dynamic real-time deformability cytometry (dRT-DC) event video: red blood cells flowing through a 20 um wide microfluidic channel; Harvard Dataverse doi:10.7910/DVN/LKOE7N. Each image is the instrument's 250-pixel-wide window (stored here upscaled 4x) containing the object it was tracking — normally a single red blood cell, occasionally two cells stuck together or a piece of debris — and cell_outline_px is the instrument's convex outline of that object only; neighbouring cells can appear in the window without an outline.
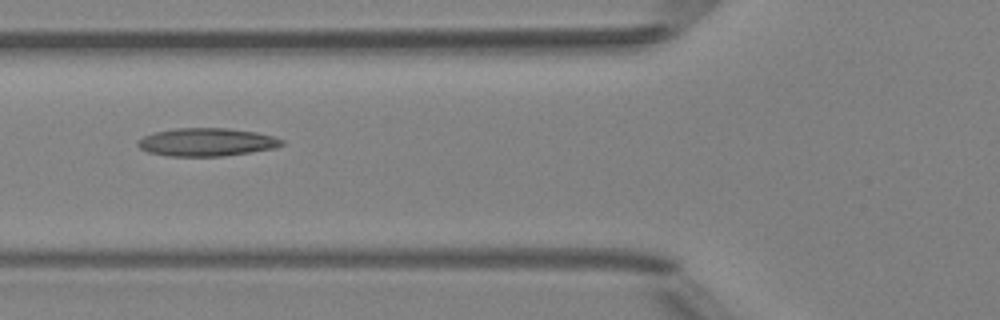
{"species": "Egyptian fruit bat (a non-hibernating species)", "species_latin": "Rousettus aegyptiacus", "temperature_condition": "room temperature", "stored_images_in_passage": 5, "camera_frame_rate_fps": 3000, "um_per_image_px": 0.085, "animal": {"sex": "female"}, "frame": {"image": 1, "passage_image": 5, "time_ms": 5.333, "image_size_px": [1000, 320], "cell_outline_px": [[284, 144], [276, 148], [224, 156], [168, 156], [148, 152], [140, 148], [136, 144], [136, 140], [144, 136], [156, 132], [176, 128], [228, 128], [256, 132], [272, 136], [284, 140]], "centroid_in_image_um": [17.56, 12.08], "position_along_channel_um": 108.2, "area_um2": 23.58}}